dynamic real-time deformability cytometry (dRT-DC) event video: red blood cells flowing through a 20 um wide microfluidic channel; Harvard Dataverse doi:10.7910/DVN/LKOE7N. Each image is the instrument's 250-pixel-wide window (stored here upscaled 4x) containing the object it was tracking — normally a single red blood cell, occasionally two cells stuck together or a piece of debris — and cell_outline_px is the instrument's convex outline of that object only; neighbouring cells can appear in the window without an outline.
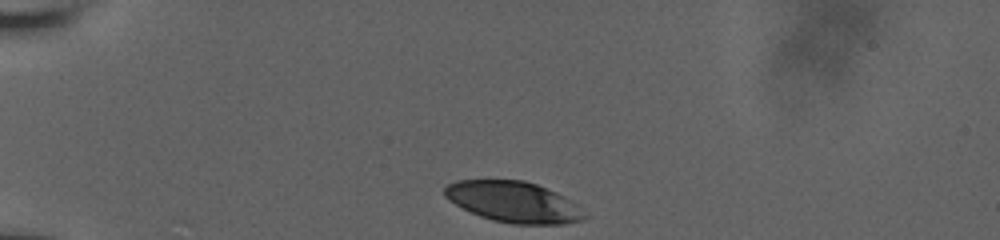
{"species": "human", "species_latin": "Homo sapiens", "temperature_condition": "room temperature", "stored_images_in_passage": 33, "camera_frame_rate_fps": 3000, "um_per_image_px": 0.085, "donor": {"sex": "male"}, "frame": {"image": 1, "passage_image": 1, "time_ms": 0.0, "image_size_px": [1000, 240], "cell_outline_px": [[588, 216], [580, 220], [564, 224], [512, 224], [492, 220], [480, 216], [448, 200], [444, 196], [444, 188], [448, 184], [456, 180], [524, 180], [536, 184], [556, 192], [564, 196]], "centroid_in_image_um": [43.62, 17.16], "position_along_channel_um": 41.4, "area_um2": 33.0}}
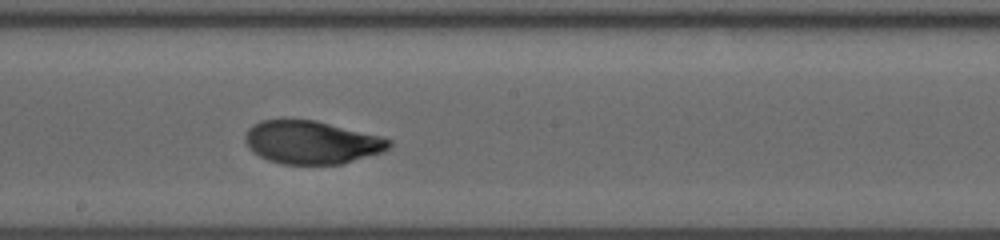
{"frame": {"image": 2, "passage_image": 19, "time_ms": 6.0, "image_size_px": [1000, 240], "cell_outline_px": [[392, 144], [384, 152], [340, 164], [280, 164], [268, 160], [252, 152], [248, 148], [244, 140], [244, 136], [248, 128], [252, 124], [260, 120], [284, 116], [316, 120], [384, 136], [392, 140]], "centroid_in_image_um": [26.45, 12.05], "position_along_channel_um": 221.8, "area_um2": 37.34}}
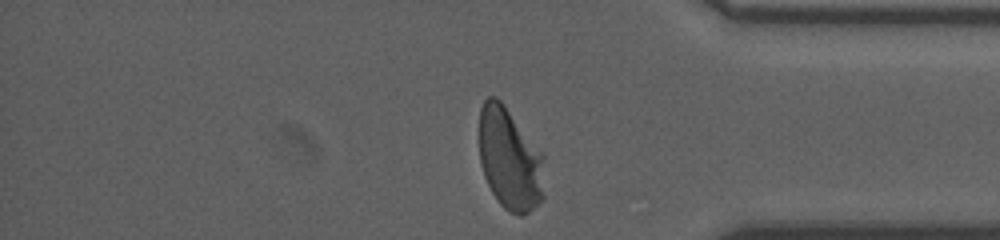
{"frame": {"image": 3, "passage_image": 33, "time_ms": 10.667, "image_size_px": [1000, 240], "cell_outline_px": [[544, 196], [524, 216], [520, 216], [504, 208], [500, 204], [492, 192], [484, 176], [480, 164], [480, 108], [484, 100], [488, 96], [496, 96], [504, 104], [544, 152]], "centroid_in_image_um": [43.35, 13.49], "position_along_channel_um": 391.8, "area_um2": 39.3}, "authors_computed_cell_mechanics": {"area_um2": 36.414, "velocity_mm_per_s": 3.898, "shape_relaxation_time_tau1_ms": 3.6906, "shape_relaxation_time_tau2_ms": null, "deformation_change_tau1": 0.1614, "deformation_change_tau2": null}}